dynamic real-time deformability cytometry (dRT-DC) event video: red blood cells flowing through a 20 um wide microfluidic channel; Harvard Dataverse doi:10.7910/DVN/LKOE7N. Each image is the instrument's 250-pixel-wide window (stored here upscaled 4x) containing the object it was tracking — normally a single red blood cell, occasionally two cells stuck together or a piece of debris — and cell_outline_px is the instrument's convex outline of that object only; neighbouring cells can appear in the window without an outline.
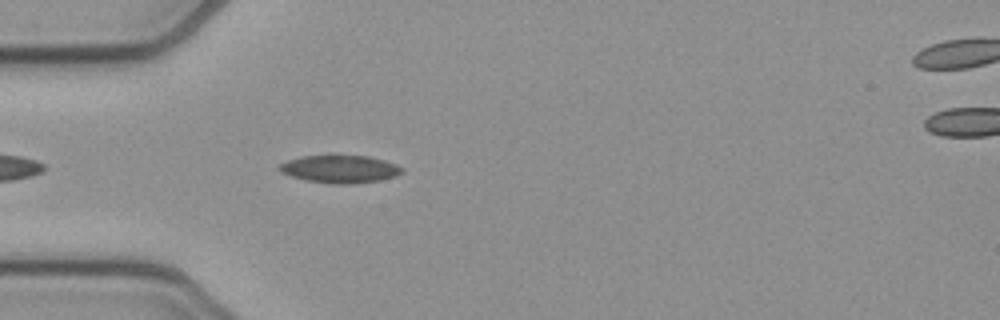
{"species": "common noctule bat (a hibernating species)", "species_latin": "Nyctalus noctula", "temperature_condition": "cold", "stored_images_in_passage": 10, "camera_frame_rate_fps": 3000, "um_per_image_px": 0.085, "animal": {"sex": "female", "body_mass_g": 21.9}, "frame": {"image": 1, "passage_image": 4, "time_ms": 1.0, "image_size_px": [1000, 320], "cell_outline_px": [[404, 172], [396, 176], [380, 180], [348, 184], [332, 184], [308, 180], [292, 176], [280, 172], [276, 168], [280, 164], [288, 160], [304, 156], [368, 156], [384, 160], [396, 164], [404, 168]], "centroid_in_image_um": [28.92, 14.37], "position_along_channel_um": 56.1, "area_um2": 19.65}}
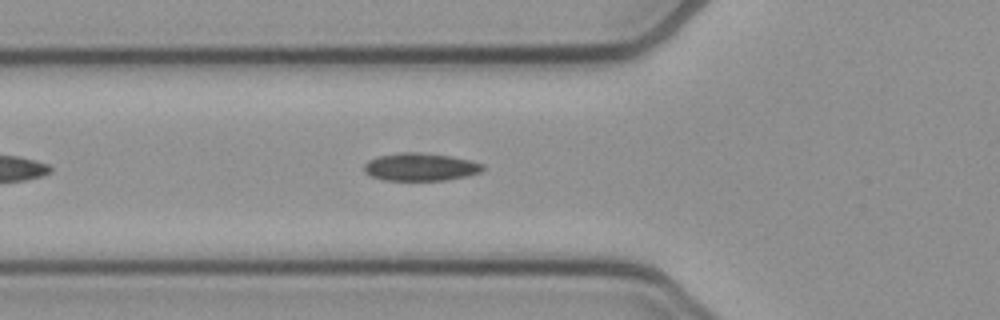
{"frame": {"image": 2, "passage_image": 7, "time_ms": 2.0, "image_size_px": [1000, 320], "cell_outline_px": [[484, 168], [480, 172], [468, 176], [444, 180], [384, 180], [372, 176], [364, 172], [364, 164], [368, 160], [380, 156], [400, 152], [420, 152], [452, 156], [472, 160], [484, 164]], "centroid_in_image_um": [35.76, 14.18], "position_along_channel_um": 90.0, "area_um2": 19.31}}